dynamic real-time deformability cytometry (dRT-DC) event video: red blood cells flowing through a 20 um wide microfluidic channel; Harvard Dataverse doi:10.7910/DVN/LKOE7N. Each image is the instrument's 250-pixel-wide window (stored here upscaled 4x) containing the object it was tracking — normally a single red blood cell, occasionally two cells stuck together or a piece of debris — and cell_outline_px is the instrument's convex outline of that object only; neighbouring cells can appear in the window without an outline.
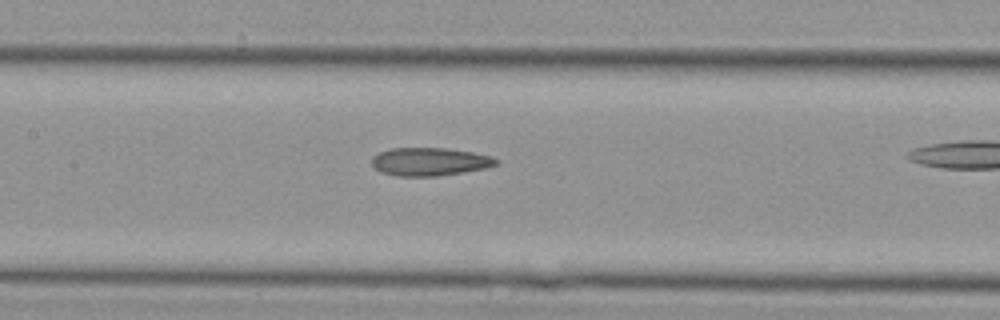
{"species": "Egyptian fruit bat (a non-hibernating species)", "species_latin": "Rousettus aegyptiacus", "temperature_condition": "cold", "stored_images_in_passage": 29, "camera_frame_rate_fps": 3000, "um_per_image_px": 0.085, "animal": {"sex": "female"}, "frame": {"image": 1, "passage_image": 17, "time_ms": 5.333, "image_size_px": [1000, 320], "cell_outline_px": [[500, 164], [484, 168], [464, 172], [436, 176], [400, 176], [380, 172], [372, 164], [372, 156], [380, 152], [392, 148], [448, 148], [472, 152], [492, 156], [500, 160]], "centroid_in_image_um": [36.56, 13.74], "position_along_channel_um": 170.8, "area_um2": 20.4}}
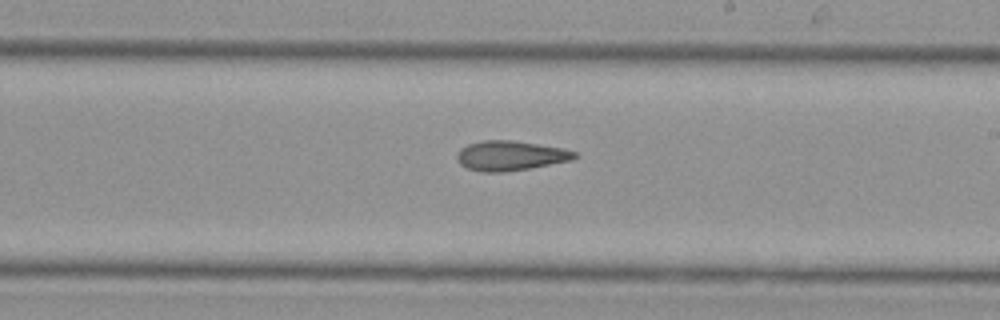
{"frame": {"image": 2, "passage_image": 21, "time_ms": 6.667, "image_size_px": [1000, 320], "cell_outline_px": [[580, 156], [572, 160], [528, 168], [504, 172], [484, 172], [468, 168], [460, 164], [456, 156], [460, 148], [468, 144], [484, 140], [512, 140], [564, 148], [576, 152]], "centroid_in_image_um": [43.4, 13.22], "position_along_channel_um": 245.6, "area_um2": 20.35}}